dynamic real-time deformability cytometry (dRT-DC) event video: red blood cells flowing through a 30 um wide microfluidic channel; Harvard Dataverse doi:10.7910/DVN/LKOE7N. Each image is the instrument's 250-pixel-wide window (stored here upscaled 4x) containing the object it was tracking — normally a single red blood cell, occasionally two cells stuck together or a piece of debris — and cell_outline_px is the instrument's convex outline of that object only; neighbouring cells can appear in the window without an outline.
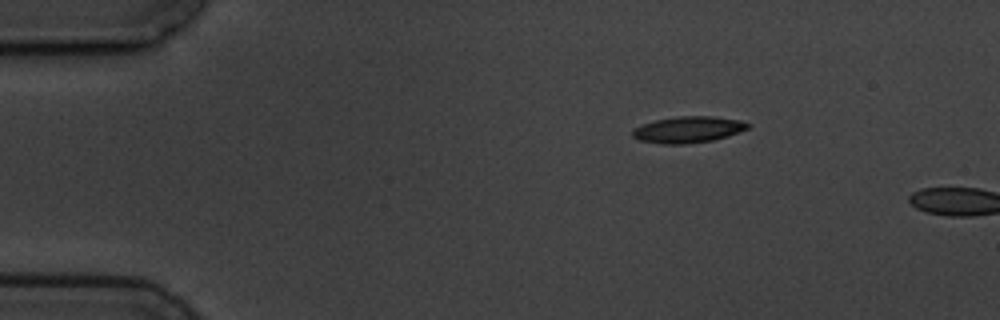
{"species": "common noctule bat (a hibernating species)", "species_latin": "Nyctalus noctula", "temperature_condition": "cold", "stored_images_in_passage": 2, "camera_frame_rate_fps": 3000, "um_per_image_px": 0.085, "animal": {"sex": "male", "body_mass_g": 19.5, "forearm_length_mm": 54.6}, "frame": {"image": 1, "passage_image": 1, "time_ms": 0.0, "image_size_px": [1000, 320], "cell_outline_px": [[752, 124], [748, 128], [728, 136], [712, 140], [684, 144], [660, 144], [640, 140], [632, 136], [632, 128], [656, 120], [680, 116], [716, 116], [740, 120]], "centroid_in_image_um": [58.5, 11.01], "position_along_channel_um": 26.5, "area_um2": 17.69}}